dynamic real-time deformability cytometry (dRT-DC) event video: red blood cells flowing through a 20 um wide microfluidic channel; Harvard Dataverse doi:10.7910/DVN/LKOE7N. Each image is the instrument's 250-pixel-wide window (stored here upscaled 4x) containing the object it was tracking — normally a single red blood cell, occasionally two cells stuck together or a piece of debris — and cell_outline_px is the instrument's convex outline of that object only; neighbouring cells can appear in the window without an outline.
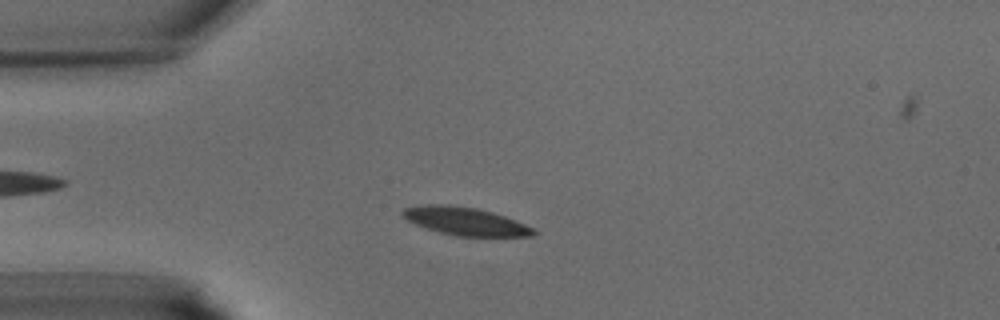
{"species": "common noctule bat (a hibernating species)", "species_latin": "Nyctalus noctula", "temperature_condition": "warm", "stored_images_in_passage": 39, "camera_frame_rate_fps": 3000, "um_per_image_px": 0.085, "animal": {"sex": "male", "body_mass_g": 15.6}, "frame": {"image": 1, "passage_image": 8, "time_ms": 2.333, "image_size_px": [1000, 320], "cell_outline_px": [[540, 232], [532, 236], [456, 236], [440, 232], [416, 224], [400, 216], [400, 212], [404, 208], [420, 204], [448, 204], [476, 208], [492, 212], [504, 216], [524, 224]], "centroid_in_image_um": [39.51, 18.79], "position_along_channel_um": 45.5, "area_um2": 21.33}}
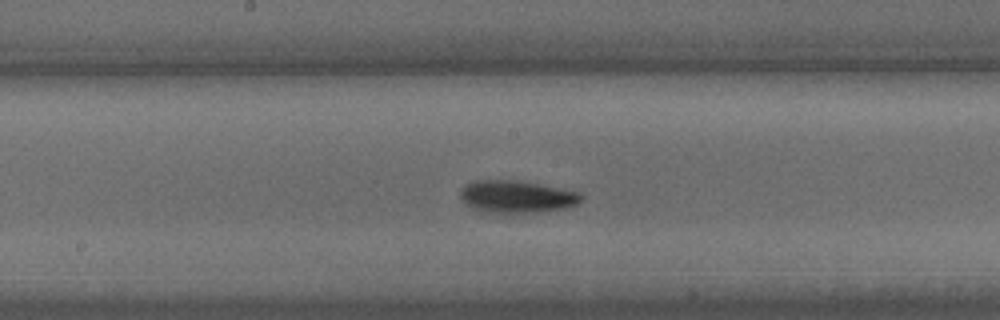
{"frame": {"image": 2, "passage_image": 19, "time_ms": 6.0, "image_size_px": [1000, 320], "cell_outline_px": [[584, 200], [576, 204], [564, 208], [536, 212], [480, 212], [464, 204], [460, 200], [460, 188], [472, 180], [520, 180], [580, 192], [584, 196]], "centroid_in_image_um": [43.88, 16.7], "position_along_channel_um": 204.3, "area_um2": 23.06}}
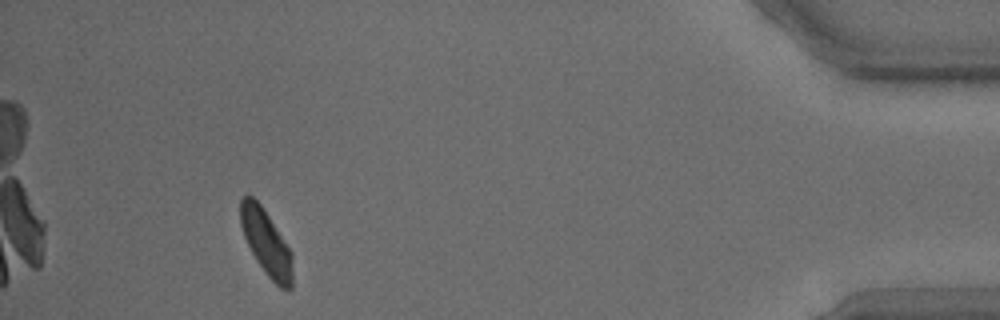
{"frame": {"image": 3, "passage_image": 36, "time_ms": 11.667, "image_size_px": [1000, 320], "cell_outline_px": [[292, 288], [288, 292], [280, 288], [268, 276], [256, 260], [244, 236], [240, 224], [240, 200], [248, 192], [260, 204], [292, 252]], "centroid_in_image_um": [22.63, 20.64], "position_along_channel_um": 412.6, "area_um2": 19.77}}